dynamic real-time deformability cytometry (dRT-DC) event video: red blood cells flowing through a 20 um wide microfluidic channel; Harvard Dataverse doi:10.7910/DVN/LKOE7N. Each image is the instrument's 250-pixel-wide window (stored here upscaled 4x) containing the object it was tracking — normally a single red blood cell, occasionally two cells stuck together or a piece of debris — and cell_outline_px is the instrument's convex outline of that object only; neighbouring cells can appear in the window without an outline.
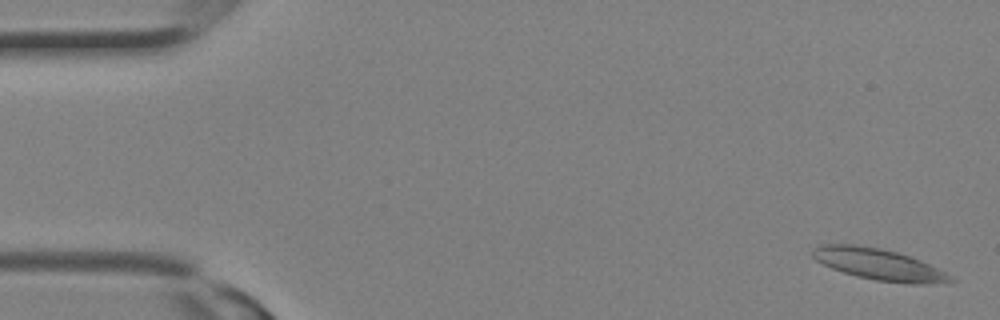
{"species": "Egyptian fruit bat (a non-hibernating species)", "species_latin": "Rousettus aegyptiacus", "temperature_condition": "room temperature", "stored_images_in_passage": 18, "camera_frame_rate_fps": 3000, "um_per_image_px": 0.085, "animal": {"sex": "female"}, "frame": {"image": 1, "passage_image": 1, "time_ms": 0.0, "image_size_px": [1000, 320], "cell_outline_px": [[956, 280], [924, 284], [908, 284], [876, 280], [856, 276], [832, 268], [816, 260], [812, 256], [812, 252], [816, 248], [824, 244], [852, 244], [880, 248], [896, 252], [920, 260], [952, 276]], "centroid_in_image_um": [74.68, 22.47], "position_along_channel_um": 10.3, "area_um2": 24.68}}
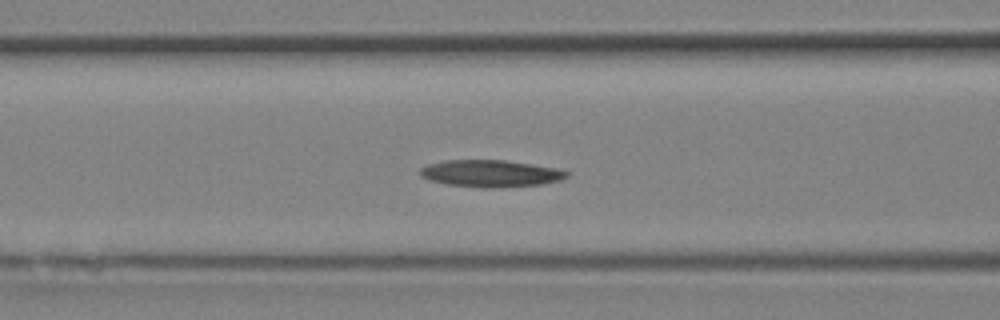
{"frame": {"image": 2, "passage_image": 12, "time_ms": 3.667, "image_size_px": [1000, 320], "cell_outline_px": [[568, 176], [560, 180], [544, 184], [492, 188], [484, 188], [448, 184], [432, 180], [420, 176], [420, 168], [428, 164], [444, 160], [504, 160], [556, 168], [568, 172]], "centroid_in_image_um": [41.7, 14.74], "position_along_channel_um": 124.9, "area_um2": 22.89}}
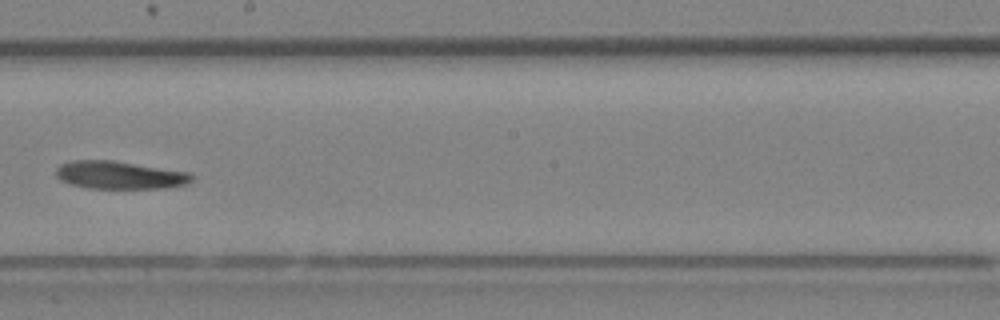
{"frame": {"image": 3, "passage_image": 17, "time_ms": 5.333, "image_size_px": [1000, 320], "cell_outline_px": [[192, 180], [184, 184], [164, 188], [88, 188], [72, 184], [60, 180], [56, 176], [56, 168], [60, 164], [72, 160], [112, 160], [192, 172]], "centroid_in_image_um": [10.16, 14.87], "position_along_channel_um": 238.0, "area_um2": 22.02}}